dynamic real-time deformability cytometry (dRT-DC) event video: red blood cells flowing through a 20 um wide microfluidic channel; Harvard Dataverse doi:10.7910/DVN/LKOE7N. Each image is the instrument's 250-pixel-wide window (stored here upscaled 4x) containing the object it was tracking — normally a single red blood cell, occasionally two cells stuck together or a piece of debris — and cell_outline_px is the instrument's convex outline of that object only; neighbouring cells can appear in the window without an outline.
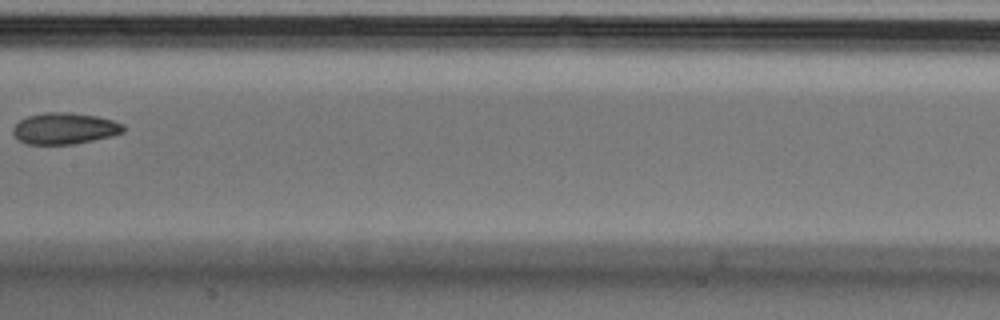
{"species": "Egyptian fruit bat (a non-hibernating species)", "species_latin": "Rousettus aegyptiacus", "temperature_condition": "cold", "stored_images_in_passage": 8, "camera_frame_rate_fps": 3000, "um_per_image_px": 0.085, "animal": {"sex": "male"}, "frame": {"image": 1, "passage_image": 8, "time_ms": 2.333, "image_size_px": [1000, 320], "cell_outline_px": [[124, 132], [112, 136], [72, 144], [28, 144], [20, 140], [12, 132], [12, 128], [20, 120], [28, 116], [44, 112], [68, 112], [96, 116], [112, 120], [124, 124]], "centroid_in_image_um": [5.5, 10.91], "position_along_channel_um": 201.9, "area_um2": 20.06}}